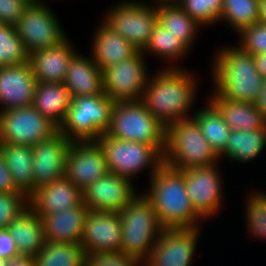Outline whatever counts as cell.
<instances>
[{
    "mask_svg": "<svg viewBox=\"0 0 266 266\" xmlns=\"http://www.w3.org/2000/svg\"><path fill=\"white\" fill-rule=\"evenodd\" d=\"M105 134L121 140L151 144L162 153L165 151L166 128L141 100L115 102Z\"/></svg>",
    "mask_w": 266,
    "mask_h": 266,
    "instance_id": "8992f818",
    "label": "cell"
},
{
    "mask_svg": "<svg viewBox=\"0 0 266 266\" xmlns=\"http://www.w3.org/2000/svg\"><path fill=\"white\" fill-rule=\"evenodd\" d=\"M219 21H225L235 33H240L259 22V0H223Z\"/></svg>",
    "mask_w": 266,
    "mask_h": 266,
    "instance_id": "836d02e7",
    "label": "cell"
},
{
    "mask_svg": "<svg viewBox=\"0 0 266 266\" xmlns=\"http://www.w3.org/2000/svg\"><path fill=\"white\" fill-rule=\"evenodd\" d=\"M146 58L139 51L130 59L103 70L104 93L114 102L140 100L150 76Z\"/></svg>",
    "mask_w": 266,
    "mask_h": 266,
    "instance_id": "7c38bea8",
    "label": "cell"
},
{
    "mask_svg": "<svg viewBox=\"0 0 266 266\" xmlns=\"http://www.w3.org/2000/svg\"><path fill=\"white\" fill-rule=\"evenodd\" d=\"M164 163L179 170L220 164L193 118L180 120L166 128Z\"/></svg>",
    "mask_w": 266,
    "mask_h": 266,
    "instance_id": "277c9868",
    "label": "cell"
},
{
    "mask_svg": "<svg viewBox=\"0 0 266 266\" xmlns=\"http://www.w3.org/2000/svg\"><path fill=\"white\" fill-rule=\"evenodd\" d=\"M63 84L72 98L103 94V71L92 56L75 53L71 58Z\"/></svg>",
    "mask_w": 266,
    "mask_h": 266,
    "instance_id": "cb8c5ba5",
    "label": "cell"
},
{
    "mask_svg": "<svg viewBox=\"0 0 266 266\" xmlns=\"http://www.w3.org/2000/svg\"><path fill=\"white\" fill-rule=\"evenodd\" d=\"M6 266H35L34 257L18 255L7 260Z\"/></svg>",
    "mask_w": 266,
    "mask_h": 266,
    "instance_id": "f6af8a7d",
    "label": "cell"
},
{
    "mask_svg": "<svg viewBox=\"0 0 266 266\" xmlns=\"http://www.w3.org/2000/svg\"><path fill=\"white\" fill-rule=\"evenodd\" d=\"M256 69L263 78H266V53L254 55Z\"/></svg>",
    "mask_w": 266,
    "mask_h": 266,
    "instance_id": "bcb514c9",
    "label": "cell"
},
{
    "mask_svg": "<svg viewBox=\"0 0 266 266\" xmlns=\"http://www.w3.org/2000/svg\"><path fill=\"white\" fill-rule=\"evenodd\" d=\"M36 84L29 62L0 67V102L3 109L33 105Z\"/></svg>",
    "mask_w": 266,
    "mask_h": 266,
    "instance_id": "d6986e66",
    "label": "cell"
},
{
    "mask_svg": "<svg viewBox=\"0 0 266 266\" xmlns=\"http://www.w3.org/2000/svg\"><path fill=\"white\" fill-rule=\"evenodd\" d=\"M7 260L0 258V266H6Z\"/></svg>",
    "mask_w": 266,
    "mask_h": 266,
    "instance_id": "f907efd6",
    "label": "cell"
},
{
    "mask_svg": "<svg viewBox=\"0 0 266 266\" xmlns=\"http://www.w3.org/2000/svg\"><path fill=\"white\" fill-rule=\"evenodd\" d=\"M108 172L104 153L96 141L72 142L65 176L81 190Z\"/></svg>",
    "mask_w": 266,
    "mask_h": 266,
    "instance_id": "ac0fdd59",
    "label": "cell"
},
{
    "mask_svg": "<svg viewBox=\"0 0 266 266\" xmlns=\"http://www.w3.org/2000/svg\"><path fill=\"white\" fill-rule=\"evenodd\" d=\"M122 226L118 212L89 210L80 242L86 255L120 252Z\"/></svg>",
    "mask_w": 266,
    "mask_h": 266,
    "instance_id": "e0dca14e",
    "label": "cell"
},
{
    "mask_svg": "<svg viewBox=\"0 0 266 266\" xmlns=\"http://www.w3.org/2000/svg\"><path fill=\"white\" fill-rule=\"evenodd\" d=\"M86 266H141L123 252H98L86 256Z\"/></svg>",
    "mask_w": 266,
    "mask_h": 266,
    "instance_id": "ab89813d",
    "label": "cell"
},
{
    "mask_svg": "<svg viewBox=\"0 0 266 266\" xmlns=\"http://www.w3.org/2000/svg\"><path fill=\"white\" fill-rule=\"evenodd\" d=\"M88 212L82 202L74 208L42 217L46 241L80 244Z\"/></svg>",
    "mask_w": 266,
    "mask_h": 266,
    "instance_id": "603a6c76",
    "label": "cell"
},
{
    "mask_svg": "<svg viewBox=\"0 0 266 266\" xmlns=\"http://www.w3.org/2000/svg\"><path fill=\"white\" fill-rule=\"evenodd\" d=\"M22 40L17 34L16 27L0 23V67L23 64L28 62Z\"/></svg>",
    "mask_w": 266,
    "mask_h": 266,
    "instance_id": "d590c367",
    "label": "cell"
},
{
    "mask_svg": "<svg viewBox=\"0 0 266 266\" xmlns=\"http://www.w3.org/2000/svg\"><path fill=\"white\" fill-rule=\"evenodd\" d=\"M205 106L194 110L192 118L197 122L202 134L221 160V158H226V145L231 129L220 112L208 100Z\"/></svg>",
    "mask_w": 266,
    "mask_h": 266,
    "instance_id": "f546056e",
    "label": "cell"
},
{
    "mask_svg": "<svg viewBox=\"0 0 266 266\" xmlns=\"http://www.w3.org/2000/svg\"><path fill=\"white\" fill-rule=\"evenodd\" d=\"M29 208V196L25 193H0V230L8 226Z\"/></svg>",
    "mask_w": 266,
    "mask_h": 266,
    "instance_id": "74e56055",
    "label": "cell"
},
{
    "mask_svg": "<svg viewBox=\"0 0 266 266\" xmlns=\"http://www.w3.org/2000/svg\"><path fill=\"white\" fill-rule=\"evenodd\" d=\"M0 150L14 184L28 196L33 192L32 146L0 143Z\"/></svg>",
    "mask_w": 266,
    "mask_h": 266,
    "instance_id": "83f0119b",
    "label": "cell"
},
{
    "mask_svg": "<svg viewBox=\"0 0 266 266\" xmlns=\"http://www.w3.org/2000/svg\"><path fill=\"white\" fill-rule=\"evenodd\" d=\"M86 256L80 244L46 241L34 261L35 266H86Z\"/></svg>",
    "mask_w": 266,
    "mask_h": 266,
    "instance_id": "d6a6232c",
    "label": "cell"
},
{
    "mask_svg": "<svg viewBox=\"0 0 266 266\" xmlns=\"http://www.w3.org/2000/svg\"><path fill=\"white\" fill-rule=\"evenodd\" d=\"M0 193H24L14 184L5 158L0 150Z\"/></svg>",
    "mask_w": 266,
    "mask_h": 266,
    "instance_id": "b9f144b4",
    "label": "cell"
},
{
    "mask_svg": "<svg viewBox=\"0 0 266 266\" xmlns=\"http://www.w3.org/2000/svg\"><path fill=\"white\" fill-rule=\"evenodd\" d=\"M146 3L142 0L118 1L107 9L102 19L139 51H143L149 43L151 34L158 24L156 6Z\"/></svg>",
    "mask_w": 266,
    "mask_h": 266,
    "instance_id": "9c48e42d",
    "label": "cell"
},
{
    "mask_svg": "<svg viewBox=\"0 0 266 266\" xmlns=\"http://www.w3.org/2000/svg\"><path fill=\"white\" fill-rule=\"evenodd\" d=\"M18 256L15 240L8 230H0V258L9 260Z\"/></svg>",
    "mask_w": 266,
    "mask_h": 266,
    "instance_id": "7bdbcfd3",
    "label": "cell"
},
{
    "mask_svg": "<svg viewBox=\"0 0 266 266\" xmlns=\"http://www.w3.org/2000/svg\"><path fill=\"white\" fill-rule=\"evenodd\" d=\"M57 131L58 127L33 105L4 110L0 116V143L34 146Z\"/></svg>",
    "mask_w": 266,
    "mask_h": 266,
    "instance_id": "8fae6325",
    "label": "cell"
},
{
    "mask_svg": "<svg viewBox=\"0 0 266 266\" xmlns=\"http://www.w3.org/2000/svg\"><path fill=\"white\" fill-rule=\"evenodd\" d=\"M158 23L192 49L198 31L203 27L191 18L177 3L156 5ZM201 27V28H200Z\"/></svg>",
    "mask_w": 266,
    "mask_h": 266,
    "instance_id": "4dcf8cb0",
    "label": "cell"
},
{
    "mask_svg": "<svg viewBox=\"0 0 266 266\" xmlns=\"http://www.w3.org/2000/svg\"><path fill=\"white\" fill-rule=\"evenodd\" d=\"M206 98L222 115L231 130H255L266 126V119L260 114L254 102L231 101L218 96L213 90Z\"/></svg>",
    "mask_w": 266,
    "mask_h": 266,
    "instance_id": "d4e9b609",
    "label": "cell"
},
{
    "mask_svg": "<svg viewBox=\"0 0 266 266\" xmlns=\"http://www.w3.org/2000/svg\"><path fill=\"white\" fill-rule=\"evenodd\" d=\"M178 0H150L152 5H159V4H175Z\"/></svg>",
    "mask_w": 266,
    "mask_h": 266,
    "instance_id": "c3c4849f",
    "label": "cell"
},
{
    "mask_svg": "<svg viewBox=\"0 0 266 266\" xmlns=\"http://www.w3.org/2000/svg\"><path fill=\"white\" fill-rule=\"evenodd\" d=\"M177 4L204 28L219 22L223 9V0H178Z\"/></svg>",
    "mask_w": 266,
    "mask_h": 266,
    "instance_id": "8d00e7d4",
    "label": "cell"
},
{
    "mask_svg": "<svg viewBox=\"0 0 266 266\" xmlns=\"http://www.w3.org/2000/svg\"><path fill=\"white\" fill-rule=\"evenodd\" d=\"M69 40L67 37L57 46L29 54L28 62L37 82L63 83L71 58L78 52Z\"/></svg>",
    "mask_w": 266,
    "mask_h": 266,
    "instance_id": "44dd1931",
    "label": "cell"
},
{
    "mask_svg": "<svg viewBox=\"0 0 266 266\" xmlns=\"http://www.w3.org/2000/svg\"><path fill=\"white\" fill-rule=\"evenodd\" d=\"M241 39L238 45L249 54L266 53V24L258 22L244 28L237 34Z\"/></svg>",
    "mask_w": 266,
    "mask_h": 266,
    "instance_id": "f35d334b",
    "label": "cell"
},
{
    "mask_svg": "<svg viewBox=\"0 0 266 266\" xmlns=\"http://www.w3.org/2000/svg\"><path fill=\"white\" fill-rule=\"evenodd\" d=\"M96 142L104 153L108 172L130 180L148 168L151 178L164 163L163 153L151 144L121 140L105 133Z\"/></svg>",
    "mask_w": 266,
    "mask_h": 266,
    "instance_id": "ba28073f",
    "label": "cell"
},
{
    "mask_svg": "<svg viewBox=\"0 0 266 266\" xmlns=\"http://www.w3.org/2000/svg\"><path fill=\"white\" fill-rule=\"evenodd\" d=\"M133 184L128 178L107 172L82 190L83 203L89 210L119 213L139 194Z\"/></svg>",
    "mask_w": 266,
    "mask_h": 266,
    "instance_id": "9a60e30c",
    "label": "cell"
},
{
    "mask_svg": "<svg viewBox=\"0 0 266 266\" xmlns=\"http://www.w3.org/2000/svg\"><path fill=\"white\" fill-rule=\"evenodd\" d=\"M199 228H163L141 266H190L201 235Z\"/></svg>",
    "mask_w": 266,
    "mask_h": 266,
    "instance_id": "5bb4252c",
    "label": "cell"
},
{
    "mask_svg": "<svg viewBox=\"0 0 266 266\" xmlns=\"http://www.w3.org/2000/svg\"><path fill=\"white\" fill-rule=\"evenodd\" d=\"M27 5L23 0H0V23L15 26Z\"/></svg>",
    "mask_w": 266,
    "mask_h": 266,
    "instance_id": "60d3db41",
    "label": "cell"
},
{
    "mask_svg": "<svg viewBox=\"0 0 266 266\" xmlns=\"http://www.w3.org/2000/svg\"><path fill=\"white\" fill-rule=\"evenodd\" d=\"M214 55L210 70L213 91L231 101L254 102L263 77L256 69L253 55L239 45L220 47Z\"/></svg>",
    "mask_w": 266,
    "mask_h": 266,
    "instance_id": "3957f363",
    "label": "cell"
},
{
    "mask_svg": "<svg viewBox=\"0 0 266 266\" xmlns=\"http://www.w3.org/2000/svg\"><path fill=\"white\" fill-rule=\"evenodd\" d=\"M259 22L266 24V0H259Z\"/></svg>",
    "mask_w": 266,
    "mask_h": 266,
    "instance_id": "7dc6e473",
    "label": "cell"
},
{
    "mask_svg": "<svg viewBox=\"0 0 266 266\" xmlns=\"http://www.w3.org/2000/svg\"><path fill=\"white\" fill-rule=\"evenodd\" d=\"M165 66L153 75L150 74L140 100L167 128L175 122L192 118L189 112L196 102L199 83L195 75L187 69Z\"/></svg>",
    "mask_w": 266,
    "mask_h": 266,
    "instance_id": "6da1fadb",
    "label": "cell"
},
{
    "mask_svg": "<svg viewBox=\"0 0 266 266\" xmlns=\"http://www.w3.org/2000/svg\"><path fill=\"white\" fill-rule=\"evenodd\" d=\"M72 144L59 130L32 146L33 191L65 176L66 158Z\"/></svg>",
    "mask_w": 266,
    "mask_h": 266,
    "instance_id": "2e32d148",
    "label": "cell"
},
{
    "mask_svg": "<svg viewBox=\"0 0 266 266\" xmlns=\"http://www.w3.org/2000/svg\"><path fill=\"white\" fill-rule=\"evenodd\" d=\"M4 112V109H3V107H2V104H1V102H0V116H1V114Z\"/></svg>",
    "mask_w": 266,
    "mask_h": 266,
    "instance_id": "816d5d0a",
    "label": "cell"
},
{
    "mask_svg": "<svg viewBox=\"0 0 266 266\" xmlns=\"http://www.w3.org/2000/svg\"><path fill=\"white\" fill-rule=\"evenodd\" d=\"M244 205L246 228L249 238L266 240V191L253 190L247 193Z\"/></svg>",
    "mask_w": 266,
    "mask_h": 266,
    "instance_id": "e575fe53",
    "label": "cell"
},
{
    "mask_svg": "<svg viewBox=\"0 0 266 266\" xmlns=\"http://www.w3.org/2000/svg\"><path fill=\"white\" fill-rule=\"evenodd\" d=\"M254 105L260 114L266 119V78H263L262 87L259 95L255 98Z\"/></svg>",
    "mask_w": 266,
    "mask_h": 266,
    "instance_id": "ee69618b",
    "label": "cell"
},
{
    "mask_svg": "<svg viewBox=\"0 0 266 266\" xmlns=\"http://www.w3.org/2000/svg\"><path fill=\"white\" fill-rule=\"evenodd\" d=\"M94 31L90 54L102 71L123 60L130 59L139 52L136 47L110 28L103 20Z\"/></svg>",
    "mask_w": 266,
    "mask_h": 266,
    "instance_id": "7402d4cb",
    "label": "cell"
},
{
    "mask_svg": "<svg viewBox=\"0 0 266 266\" xmlns=\"http://www.w3.org/2000/svg\"><path fill=\"white\" fill-rule=\"evenodd\" d=\"M119 216L122 226L121 252L142 265L163 231L156 212L141 192L119 212Z\"/></svg>",
    "mask_w": 266,
    "mask_h": 266,
    "instance_id": "5b68a950",
    "label": "cell"
},
{
    "mask_svg": "<svg viewBox=\"0 0 266 266\" xmlns=\"http://www.w3.org/2000/svg\"><path fill=\"white\" fill-rule=\"evenodd\" d=\"M114 103L105 93L74 97L58 130L72 142L97 141L110 125Z\"/></svg>",
    "mask_w": 266,
    "mask_h": 266,
    "instance_id": "52a82bcc",
    "label": "cell"
},
{
    "mask_svg": "<svg viewBox=\"0 0 266 266\" xmlns=\"http://www.w3.org/2000/svg\"><path fill=\"white\" fill-rule=\"evenodd\" d=\"M71 102L70 91L63 83L37 82L33 106L58 128L64 122Z\"/></svg>",
    "mask_w": 266,
    "mask_h": 266,
    "instance_id": "4316f807",
    "label": "cell"
},
{
    "mask_svg": "<svg viewBox=\"0 0 266 266\" xmlns=\"http://www.w3.org/2000/svg\"><path fill=\"white\" fill-rule=\"evenodd\" d=\"M83 202L82 190L66 176L43 185L29 195V207L40 217L63 212Z\"/></svg>",
    "mask_w": 266,
    "mask_h": 266,
    "instance_id": "ffe728a7",
    "label": "cell"
},
{
    "mask_svg": "<svg viewBox=\"0 0 266 266\" xmlns=\"http://www.w3.org/2000/svg\"><path fill=\"white\" fill-rule=\"evenodd\" d=\"M28 54L59 45L68 35L48 4H30L15 25Z\"/></svg>",
    "mask_w": 266,
    "mask_h": 266,
    "instance_id": "30bf717a",
    "label": "cell"
},
{
    "mask_svg": "<svg viewBox=\"0 0 266 266\" xmlns=\"http://www.w3.org/2000/svg\"><path fill=\"white\" fill-rule=\"evenodd\" d=\"M218 165L184 169L186 191L204 221L217 216L224 203V182Z\"/></svg>",
    "mask_w": 266,
    "mask_h": 266,
    "instance_id": "4fadbf2b",
    "label": "cell"
},
{
    "mask_svg": "<svg viewBox=\"0 0 266 266\" xmlns=\"http://www.w3.org/2000/svg\"><path fill=\"white\" fill-rule=\"evenodd\" d=\"M266 146V126L255 130H231L226 145V159L235 163L254 161Z\"/></svg>",
    "mask_w": 266,
    "mask_h": 266,
    "instance_id": "f1b7e54d",
    "label": "cell"
},
{
    "mask_svg": "<svg viewBox=\"0 0 266 266\" xmlns=\"http://www.w3.org/2000/svg\"><path fill=\"white\" fill-rule=\"evenodd\" d=\"M26 4L30 5V4H41V3H45L43 0H23Z\"/></svg>",
    "mask_w": 266,
    "mask_h": 266,
    "instance_id": "681fc988",
    "label": "cell"
},
{
    "mask_svg": "<svg viewBox=\"0 0 266 266\" xmlns=\"http://www.w3.org/2000/svg\"><path fill=\"white\" fill-rule=\"evenodd\" d=\"M18 255L34 257L46 244L42 219L29 207L9 226Z\"/></svg>",
    "mask_w": 266,
    "mask_h": 266,
    "instance_id": "484cf974",
    "label": "cell"
},
{
    "mask_svg": "<svg viewBox=\"0 0 266 266\" xmlns=\"http://www.w3.org/2000/svg\"><path fill=\"white\" fill-rule=\"evenodd\" d=\"M143 196L163 228H199L203 218L195 211L185 185L184 170L163 163L150 178Z\"/></svg>",
    "mask_w": 266,
    "mask_h": 266,
    "instance_id": "7a4b0ae2",
    "label": "cell"
},
{
    "mask_svg": "<svg viewBox=\"0 0 266 266\" xmlns=\"http://www.w3.org/2000/svg\"><path fill=\"white\" fill-rule=\"evenodd\" d=\"M189 51L191 50L179 37L173 35L170 30H166L158 23L151 34L149 43L143 49L142 53L145 56L153 54L159 59H165L168 63L166 68H181V66L177 64L178 62L180 63L183 58L186 59V55H188Z\"/></svg>",
    "mask_w": 266,
    "mask_h": 266,
    "instance_id": "1f68e13d",
    "label": "cell"
}]
</instances>
